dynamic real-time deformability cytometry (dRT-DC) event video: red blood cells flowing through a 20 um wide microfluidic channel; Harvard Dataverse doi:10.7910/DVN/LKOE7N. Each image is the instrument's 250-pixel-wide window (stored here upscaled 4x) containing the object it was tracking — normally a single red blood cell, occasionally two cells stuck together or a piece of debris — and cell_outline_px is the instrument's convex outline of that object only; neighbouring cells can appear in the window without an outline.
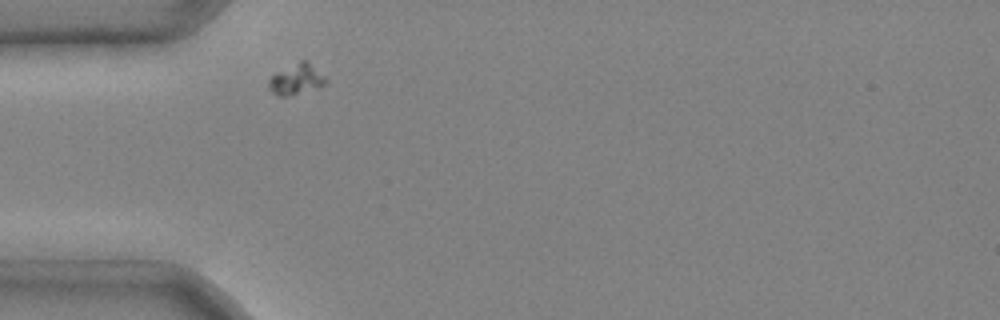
{"species": "common noctule bat (a hibernating species)", "species_latin": "Nyctalus noctula", "temperature_condition": "cold", "stored_images_in_passage": 6, "camera_frame_rate_fps": 3000, "um_per_image_px": 0.085, "animal": {"sex": "male", "body_mass_g": 20.4}, "frame": {"image": 1, "passage_image": 1, "time_ms": 0.0, "image_size_px": [1000, 320], "cell_outline_px": [[328, 80], [320, 88], [284, 96], [276, 96], [268, 88], [268, 80], [276, 72], [300, 60], [308, 60]], "centroid_in_image_um": [25.19, 6.73], "position_along_channel_um": 59.8, "area_um2": 10.23}}